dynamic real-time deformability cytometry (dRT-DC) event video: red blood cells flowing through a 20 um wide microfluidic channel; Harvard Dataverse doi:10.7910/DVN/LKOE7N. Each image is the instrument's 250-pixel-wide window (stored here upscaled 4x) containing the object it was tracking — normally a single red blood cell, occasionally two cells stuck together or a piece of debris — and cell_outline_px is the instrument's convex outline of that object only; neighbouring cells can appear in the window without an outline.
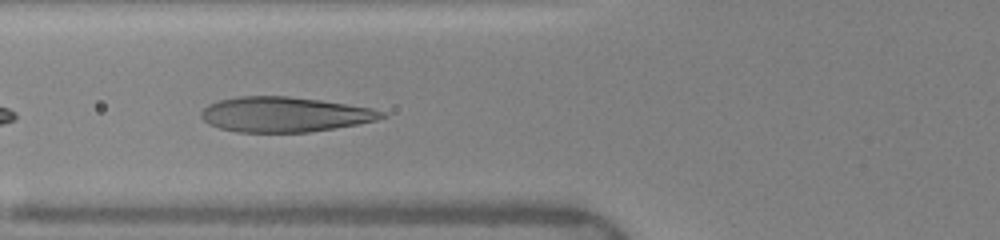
{"species": "human", "species_latin": "Homo sapiens", "temperature_condition": "warm", "stored_images_in_passage": 19, "camera_frame_rate_fps": 3000, "um_per_image_px": 0.085, "donor": {"sex": "female"}, "frame": {"image": 1, "passage_image": 4, "time_ms": 1.0, "image_size_px": [1000, 240], "cell_outline_px": [[388, 116], [376, 120], [356, 124], [308, 132], [236, 132], [220, 128], [208, 124], [200, 116], [200, 112], [208, 104], [220, 100], [236, 96], [288, 96], [320, 100], [372, 108], [388, 112]], "centroid_in_image_um": [24.18, 9.72], "position_along_channel_um": 101.6, "area_um2": 36.88}}
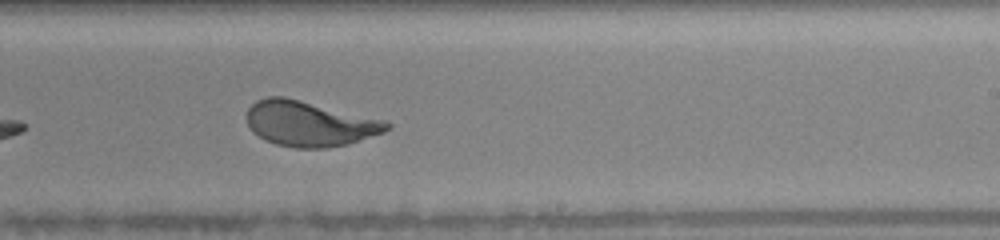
{"frame": {"image": 2, "passage_image": 16, "time_ms": 5.0, "image_size_px": [1000, 240], "cell_outline_px": [[392, 128], [384, 132], [348, 144], [328, 148], [296, 148], [276, 144], [264, 140], [252, 132], [248, 124], [248, 108], [256, 100], [268, 96], [284, 96], [388, 120], [392, 124]], "centroid_in_image_um": [26.35, 10.51], "position_along_channel_um": 262.7, "area_um2": 37.34}}